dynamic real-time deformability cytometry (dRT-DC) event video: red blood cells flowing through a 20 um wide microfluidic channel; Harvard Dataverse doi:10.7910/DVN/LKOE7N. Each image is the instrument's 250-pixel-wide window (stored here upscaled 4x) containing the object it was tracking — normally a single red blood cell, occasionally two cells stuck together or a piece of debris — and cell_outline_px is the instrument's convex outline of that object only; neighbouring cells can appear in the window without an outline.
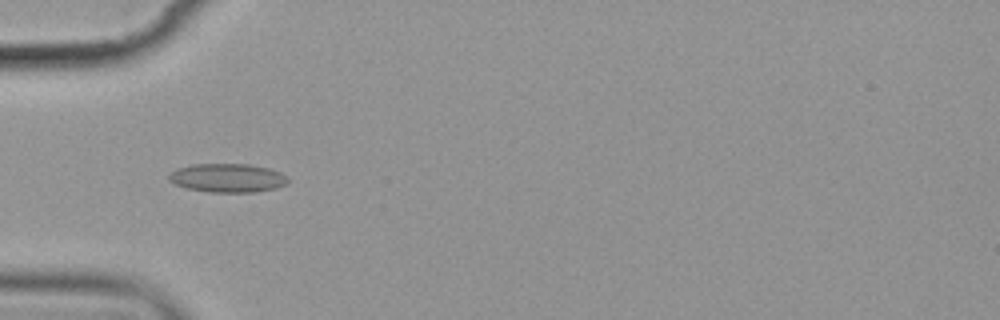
{"species": "common noctule bat (a hibernating species)", "species_latin": "Nyctalus noctula", "temperature_condition": "cold", "stored_images_in_passage": 6, "camera_frame_rate_fps": 3000, "um_per_image_px": 0.085, "animal": {"sex": "female", "body_mass_g": 19.9}, "frame": {"image": 1, "passage_image": 5, "time_ms": 5.667, "image_size_px": [1000, 320], "cell_outline_px": [[288, 180], [284, 184], [276, 188], [256, 192], [208, 192], [188, 188], [176, 184], [168, 180], [168, 172], [176, 168], [192, 164], [248, 164], [268, 168], [280, 172], [288, 176]], "centroid_in_image_um": [19.31, 15.12], "position_along_channel_um": 65.7, "area_um2": 20.0}}
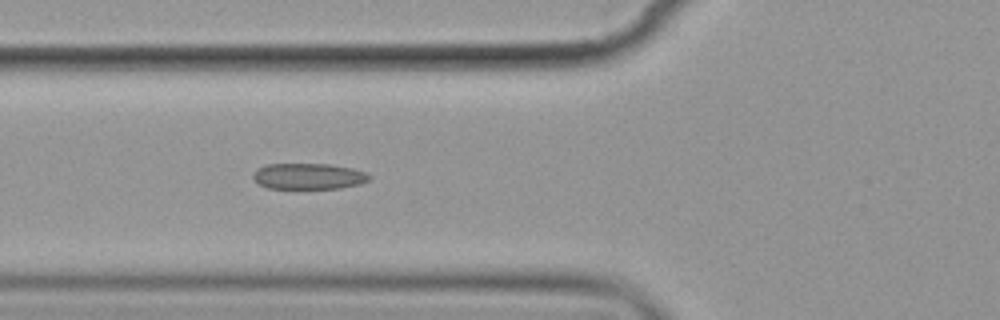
{"frame": {"image": 2, "passage_image": 6, "time_ms": 6.667, "image_size_px": [1000, 320], "cell_outline_px": [[372, 176], [368, 180], [360, 184], [340, 188], [268, 188], [256, 184], [252, 176], [252, 172], [256, 168], [264, 164], [328, 164], [352, 168], [364, 172]], "centroid_in_image_um": [26.16, 14.98], "position_along_channel_um": 99.6, "area_um2": 17.74}}